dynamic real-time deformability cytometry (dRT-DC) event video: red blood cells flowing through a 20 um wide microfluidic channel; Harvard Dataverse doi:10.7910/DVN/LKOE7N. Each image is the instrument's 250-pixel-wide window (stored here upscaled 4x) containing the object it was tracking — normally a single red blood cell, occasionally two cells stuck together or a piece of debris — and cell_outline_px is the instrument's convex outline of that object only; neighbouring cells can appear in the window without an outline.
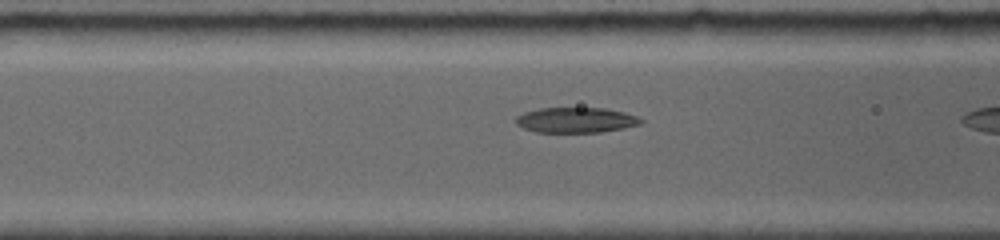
{"species": "common noctule bat (a hibernating species)", "species_latin": "Nyctalus noctula", "temperature_condition": "room temperature", "stored_images_in_passage": 11, "camera_frame_rate_fps": 5000, "um_per_image_px": 0.085, "animal": {"sex": "female", "body_mass_g": 19.0, "forearm_length_mm": 56.7}, "frame": {"image": 1, "passage_image": 7, "time_ms": 2.2, "image_size_px": [1000, 240], "cell_outline_px": [[644, 120], [640, 124], [624, 128], [600, 132], [536, 132], [524, 128], [516, 124], [516, 116], [524, 112], [540, 108], [604, 108], [624, 112], [636, 116]], "centroid_in_image_um": [48.95, 10.2], "position_along_channel_um": 117.7, "area_um2": 18.38}}
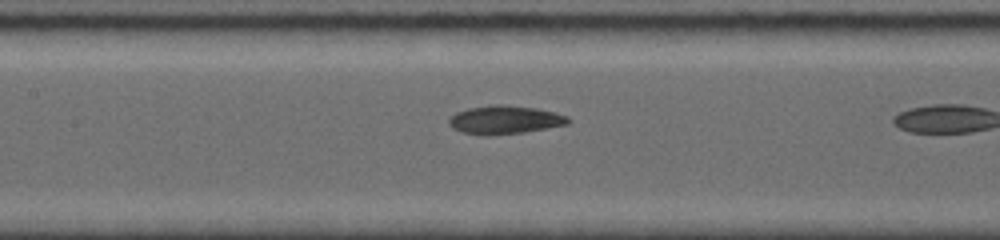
{"frame": {"image": 2, "passage_image": 10, "time_ms": 3.4, "image_size_px": [1000, 240], "cell_outline_px": [[572, 120], [568, 124], [524, 132], [480, 136], [460, 132], [452, 128], [448, 124], [448, 120], [456, 112], [468, 108], [496, 104], [504, 104], [536, 108], [556, 112], [568, 116]], "centroid_in_image_um": [42.9, 10.18], "position_along_channel_um": 164.5, "area_um2": 19.94}}